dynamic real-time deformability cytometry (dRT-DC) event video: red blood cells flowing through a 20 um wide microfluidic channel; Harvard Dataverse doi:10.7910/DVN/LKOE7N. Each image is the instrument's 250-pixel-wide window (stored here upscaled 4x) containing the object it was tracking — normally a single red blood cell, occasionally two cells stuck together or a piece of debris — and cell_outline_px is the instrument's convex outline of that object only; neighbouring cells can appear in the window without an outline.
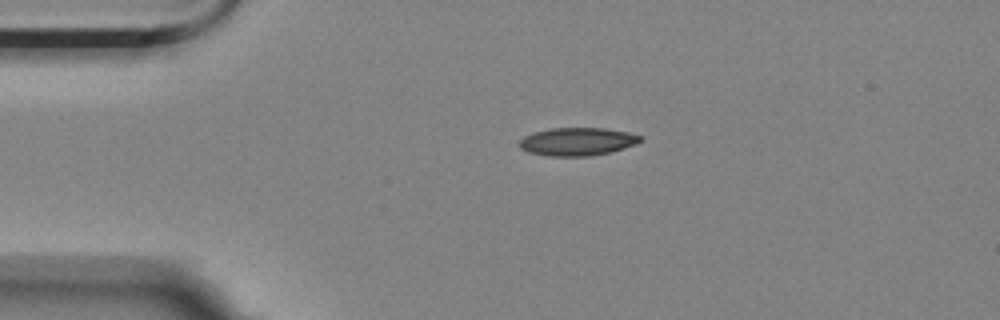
{"species": "Egyptian fruit bat (a non-hibernating species)", "species_latin": "Rousettus aegyptiacus", "temperature_condition": "room temperature", "stored_images_in_passage": 45, "camera_frame_rate_fps": 3000, "um_per_image_px": 0.085, "animal": {"sex": "female"}, "frame": {"image": 1, "passage_image": 1, "time_ms": 0.0, "image_size_px": [1000, 320], "cell_outline_px": [[640, 140], [636, 144], [608, 152], [588, 156], [552, 156], [528, 152], [520, 148], [520, 140], [524, 136], [532, 132], [548, 128], [604, 128], [628, 132], [640, 136]], "centroid_in_image_um": [49.02, 12.02], "position_along_channel_um": 36.0, "area_um2": 19.54}}
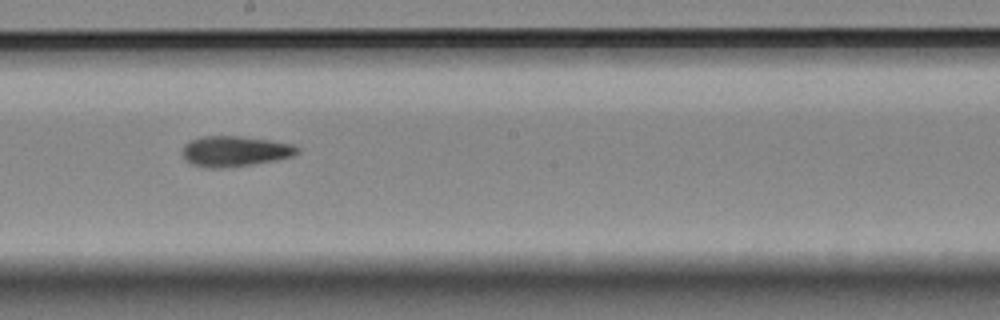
{"frame": {"image": 2, "passage_image": 20, "time_ms": 6.333, "image_size_px": [1000, 320], "cell_outline_px": [[300, 152], [292, 156], [276, 160], [252, 164], [220, 168], [204, 168], [192, 164], [184, 156], [184, 144], [200, 136], [240, 136], [268, 140], [292, 144], [300, 148]], "centroid_in_image_um": [19.99, 12.85], "position_along_channel_um": 228.2, "area_um2": 20.23}}
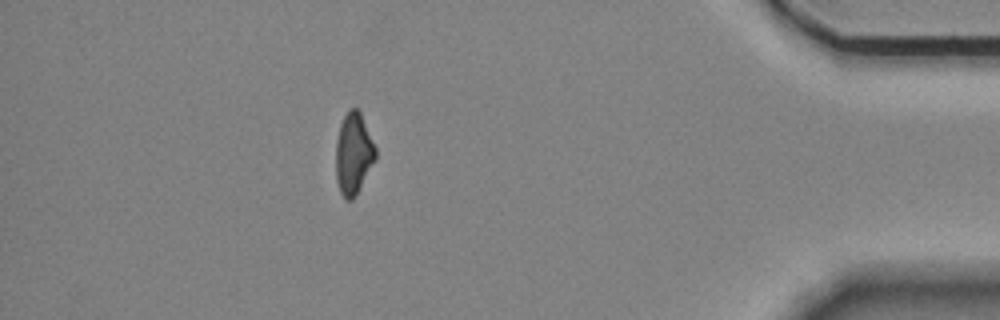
{"frame": {"image": 3, "passage_image": 39, "time_ms": 12.667, "image_size_px": [1000, 320], "cell_outline_px": [[376, 160], [352, 200], [348, 200], [340, 192], [336, 180], [336, 140], [340, 124], [348, 108], [356, 108], [360, 112], [376, 148]], "centroid_in_image_um": [30.04, 13.04], "position_along_channel_um": 405.2, "area_um2": 18.73}, "authors_computed_cell_mechanics": {"area_um2": 19.7098, "velocity_mm_per_s": 3.5388, "shape_relaxation_time_tau1_ms": null, "shape_relaxation_time_tau2_ms": 6.279, "deformation_change_tau1": null, "deformation_change_tau2": 0.148}}